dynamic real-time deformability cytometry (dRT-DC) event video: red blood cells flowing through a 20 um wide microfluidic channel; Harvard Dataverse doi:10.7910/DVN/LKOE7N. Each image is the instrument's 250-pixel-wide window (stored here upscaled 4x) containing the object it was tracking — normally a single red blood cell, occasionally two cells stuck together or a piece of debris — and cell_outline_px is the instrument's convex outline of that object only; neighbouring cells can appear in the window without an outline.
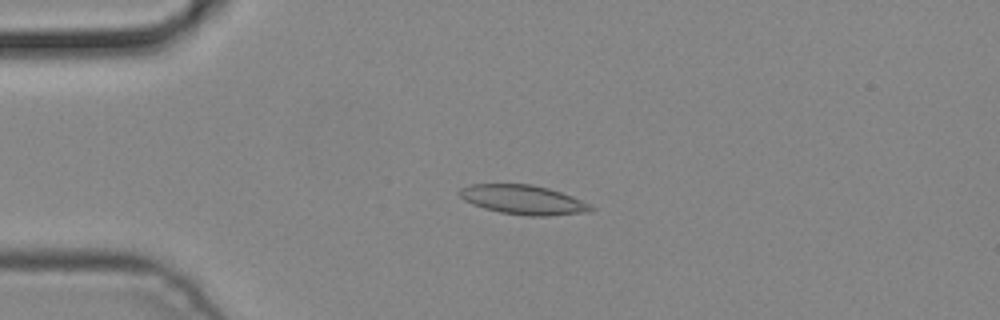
{"species": "common noctule bat (a hibernating species)", "species_latin": "Nyctalus noctula", "temperature_condition": "cold", "stored_images_in_passage": 1, "camera_frame_rate_fps": 3000, "um_per_image_px": 0.085, "animal": {"sex": "male", "body_mass_g": 19.2, "forearm_length_mm": 51.8}, "frame": {"image": 1, "passage_image": 1, "time_ms": 0.0, "image_size_px": [1000, 320], "cell_outline_px": [[596, 208], [588, 212], [548, 216], [528, 216], [500, 212], [484, 208], [472, 204], [464, 200], [456, 192], [460, 188], [472, 184], [532, 184], [548, 188], [572, 196]], "centroid_in_image_um": [44.44, 16.98], "position_along_channel_um": 40.6, "area_um2": 22.43}}